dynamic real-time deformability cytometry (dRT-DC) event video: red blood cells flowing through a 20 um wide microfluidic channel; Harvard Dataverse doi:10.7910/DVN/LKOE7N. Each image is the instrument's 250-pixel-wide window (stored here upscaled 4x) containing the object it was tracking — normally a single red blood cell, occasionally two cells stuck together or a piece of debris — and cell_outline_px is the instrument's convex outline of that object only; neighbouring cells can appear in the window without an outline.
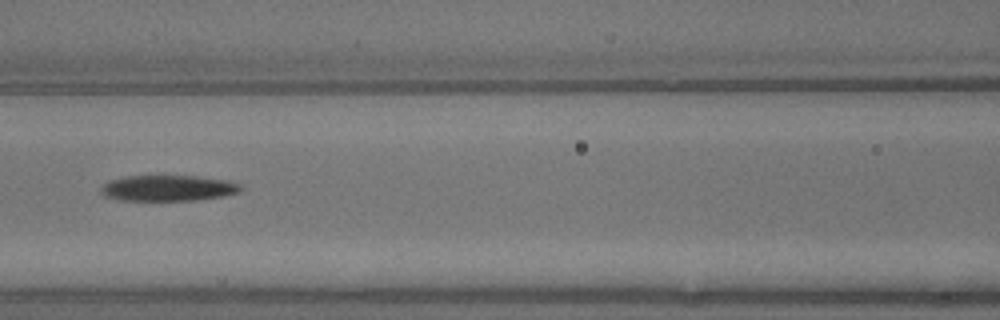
{"species": "common noctule bat (a hibernating species)", "species_latin": "Nyctalus noctula", "temperature_condition": "warm", "stored_images_in_passage": 8, "camera_frame_rate_fps": 3000, "um_per_image_px": 0.085, "animal": {"sex": "male", "body_mass_g": 13.3}, "frame": {"image": 1, "passage_image": 6, "time_ms": 1.667, "image_size_px": [1000, 320], "cell_outline_px": [[244, 188], [240, 192], [224, 196], [196, 200], [124, 200], [104, 196], [100, 192], [100, 188], [108, 180], [124, 176], [196, 176], [228, 180], [244, 184]], "centroid_in_image_um": [14.34, 15.98], "position_along_channel_um": 152.3, "area_um2": 21.27}}
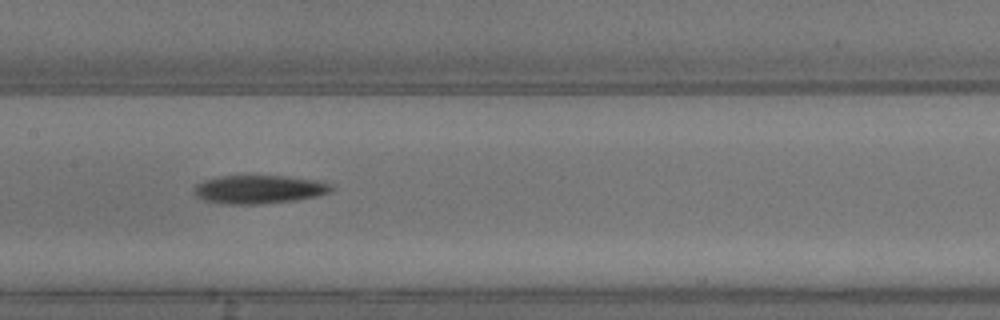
{"frame": {"image": 2, "passage_image": 7, "time_ms": 2.0, "image_size_px": [1000, 320], "cell_outline_px": [[332, 192], [316, 196], [296, 200], [256, 204], [224, 204], [204, 200], [196, 196], [192, 192], [192, 188], [196, 184], [204, 180], [220, 176], [284, 176], [320, 180], [332, 184]], "centroid_in_image_um": [22.01, 16.09], "position_along_channel_um": 185.4, "area_um2": 22.89}}